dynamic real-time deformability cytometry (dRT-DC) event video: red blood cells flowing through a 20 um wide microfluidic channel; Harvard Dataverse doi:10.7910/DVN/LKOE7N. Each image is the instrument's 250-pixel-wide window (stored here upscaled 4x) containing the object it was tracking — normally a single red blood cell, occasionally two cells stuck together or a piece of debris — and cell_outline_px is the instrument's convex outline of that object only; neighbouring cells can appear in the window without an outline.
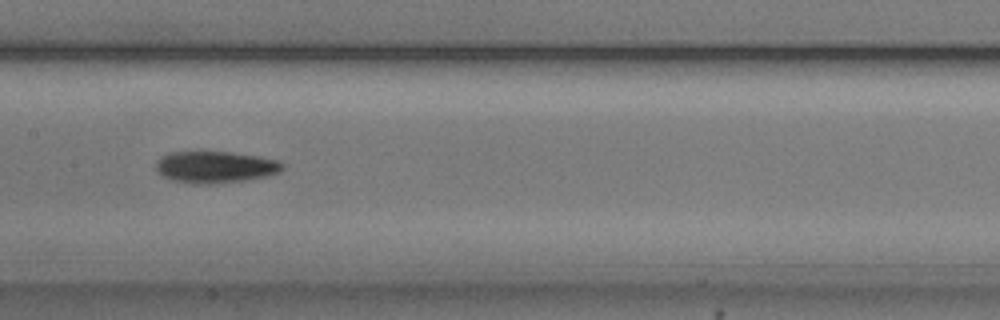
{"species": "common noctule bat (a hibernating species)", "species_latin": "Nyctalus noctula", "temperature_condition": "cold", "stored_images_in_passage": 39, "camera_frame_rate_fps": 3000, "um_per_image_px": 0.085, "animal": {"sex": "male", "body_mass_g": 20.5, "forearm_length_mm": 52.5}, "frame": {"image": 1, "passage_image": 12, "time_ms": 3.667, "image_size_px": [1000, 320], "cell_outline_px": [[284, 168], [280, 172], [268, 176], [248, 180], [212, 184], [192, 184], [172, 180], [156, 172], [156, 164], [160, 156], [168, 152], [232, 152], [260, 156], [280, 160], [284, 164]], "centroid_in_image_um": [18.33, 14.2], "position_along_channel_um": 189.1, "area_um2": 23.81}}
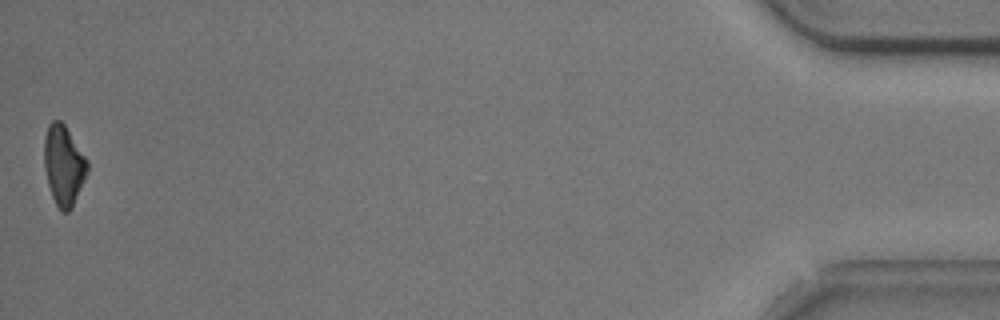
{"frame": {"image": 2, "passage_image": 39, "time_ms": 12.667, "image_size_px": [1000, 320], "cell_outline_px": [[88, 168], [84, 180], [72, 208], [68, 212], [60, 212], [52, 196], [48, 184], [44, 168], [44, 136], [48, 124], [52, 120], [60, 120], [64, 124], [88, 160]], "centroid_in_image_um": [5.4, 14.04], "position_along_channel_um": 429.8, "area_um2": 20.17}, "authors_computed_cell_mechanics": {"area_um2": 22.1952, "velocity_mm_per_s": 3.7434, "shape_relaxation_time_tau1_ms": 2.9358, "shape_relaxation_time_tau2_ms": null, "deformation_change_tau1": 0.1273, "deformation_change_tau2": null}}